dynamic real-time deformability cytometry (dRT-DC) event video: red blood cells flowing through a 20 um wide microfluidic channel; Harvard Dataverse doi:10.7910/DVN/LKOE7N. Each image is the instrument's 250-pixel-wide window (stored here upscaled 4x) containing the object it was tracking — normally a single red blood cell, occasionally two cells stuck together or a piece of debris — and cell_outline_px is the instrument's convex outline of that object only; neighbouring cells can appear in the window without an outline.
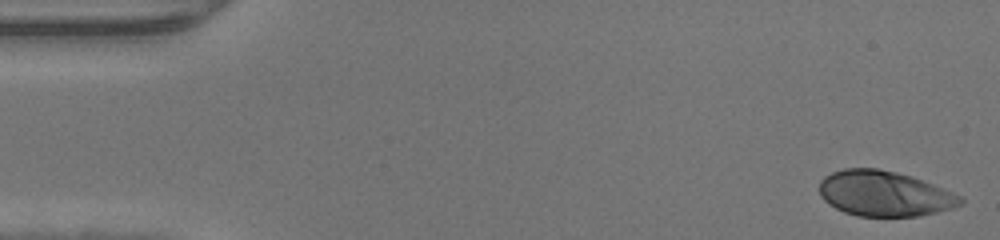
{"species": "human", "species_latin": "Homo sapiens", "temperature_condition": "warm", "stored_images_in_passage": 46, "camera_frame_rate_fps": 3000, "um_per_image_px": 0.085, "donor": {"sex": "male"}, "frame": {"image": 1, "passage_image": 1, "time_ms": 0.0, "image_size_px": [1000, 240], "cell_outline_px": [[964, 200], [960, 204], [952, 208], [936, 212], [916, 216], [856, 216], [844, 212], [828, 204], [820, 196], [820, 180], [824, 176], [832, 172], [844, 168], [876, 168], [896, 172], [912, 176], [952, 192], [960, 196]], "centroid_in_image_um": [75.13, 16.45], "position_along_channel_um": 9.9, "area_um2": 37.17}}
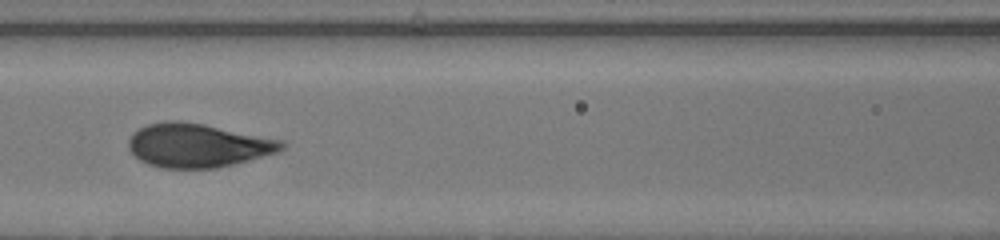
{"frame": {"image": 2, "passage_image": 20, "time_ms": 6.333, "image_size_px": [1000, 240], "cell_outline_px": [[288, 144], [280, 152], [216, 168], [160, 168], [148, 164], [140, 160], [128, 148], [128, 140], [132, 132], [148, 124], [168, 120], [176, 120], [204, 124], [284, 140]], "centroid_in_image_um": [16.83, 12.35], "position_along_channel_um": 149.8, "area_um2": 39.25}}
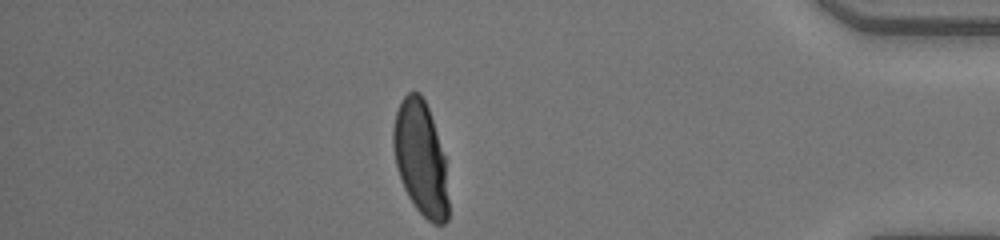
{"frame": {"image": 3, "passage_image": 40, "time_ms": 13.0, "image_size_px": [1000, 240], "cell_outline_px": [[448, 220], [444, 224], [432, 224], [416, 208], [408, 196], [404, 188], [396, 164], [392, 148], [392, 128], [396, 112], [400, 100], [408, 92], [420, 92], [428, 108], [444, 156], [448, 200]], "centroid_in_image_um": [35.73, 13.46], "position_along_channel_um": 399.5, "area_um2": 36.47}}